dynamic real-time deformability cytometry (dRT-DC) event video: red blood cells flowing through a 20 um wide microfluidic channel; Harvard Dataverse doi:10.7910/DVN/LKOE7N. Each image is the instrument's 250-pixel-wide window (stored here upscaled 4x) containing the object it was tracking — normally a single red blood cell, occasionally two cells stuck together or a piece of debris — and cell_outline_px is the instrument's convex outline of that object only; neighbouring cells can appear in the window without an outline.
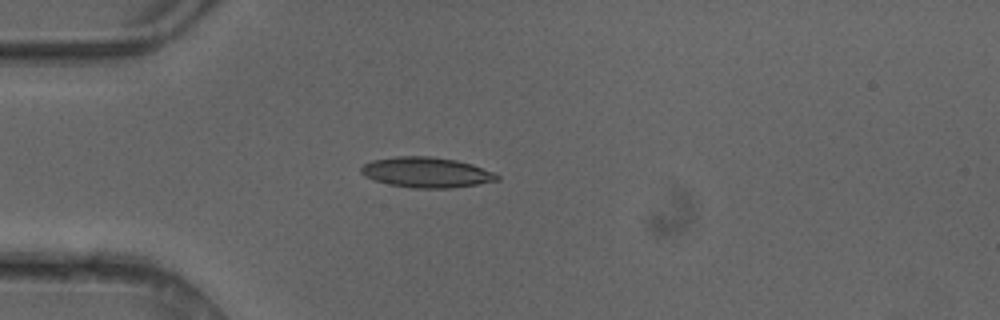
{"species": "common noctule bat (a hibernating species)", "species_latin": "Nyctalus noctula", "temperature_condition": "cold", "stored_images_in_passage": 4, "camera_frame_rate_fps": 3000, "um_per_image_px": 0.085, "animal": {"sex": "female"}, "frame": {"image": 1, "passage_image": 3, "time_ms": 0.667, "image_size_px": [1000, 320], "cell_outline_px": [[500, 180], [452, 188], [412, 188], [388, 184], [364, 176], [360, 172], [360, 168], [364, 164], [372, 160], [396, 156], [432, 156], [456, 160], [472, 164], [496, 172], [500, 176]], "centroid_in_image_um": [36.27, 14.65], "position_along_channel_um": 48.7, "area_um2": 24.22}}